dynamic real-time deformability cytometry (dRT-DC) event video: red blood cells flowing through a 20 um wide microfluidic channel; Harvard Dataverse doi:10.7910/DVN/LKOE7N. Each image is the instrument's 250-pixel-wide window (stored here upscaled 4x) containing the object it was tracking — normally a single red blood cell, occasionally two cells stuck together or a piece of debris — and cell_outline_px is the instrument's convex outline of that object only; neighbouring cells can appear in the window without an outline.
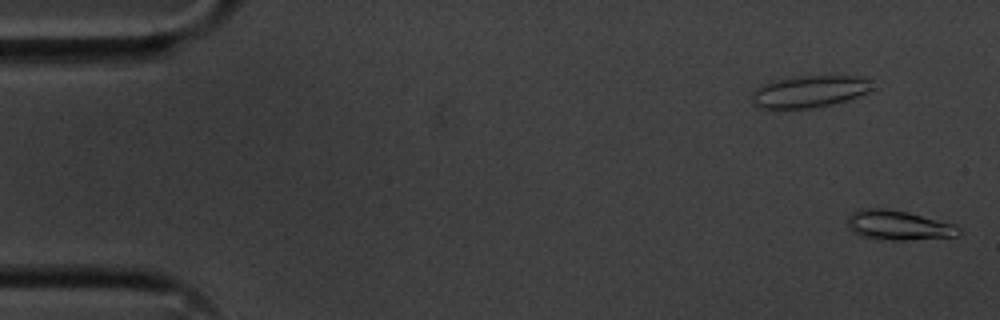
{"species": "common noctule bat (a hibernating species)", "species_latin": "Nyctalus noctula", "temperature_condition": "cold", "stored_images_in_passage": 55, "camera_frame_rate_fps": 3000, "um_per_image_px": 0.085, "animal": {"sex": "male", "body_mass_g": 20.1, "forearm_length_mm": 53.5}, "frame": {"image": 1, "passage_image": 1, "time_ms": 0.0, "image_size_px": [1000, 320], "cell_outline_px": [[960, 232], [956, 236], [904, 240], [892, 240], [860, 236], [852, 232], [848, 228], [848, 216], [852, 212], [860, 208], [884, 208], [908, 212], [956, 224], [960, 228]], "centroid_in_image_um": [76.34, 19.13], "position_along_channel_um": 8.7, "area_um2": 19.25}}
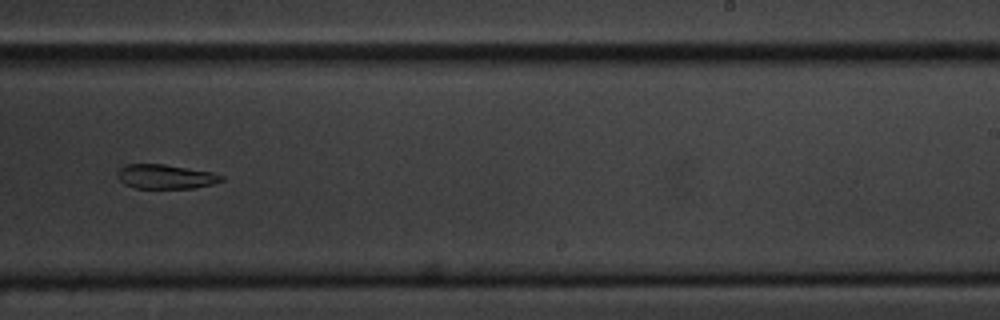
{"frame": {"image": 2, "passage_image": 34, "time_ms": 11.0, "image_size_px": [1000, 320], "cell_outline_px": [[224, 180], [212, 184], [192, 188], [136, 188], [124, 184], [116, 176], [116, 172], [120, 168], [128, 164], [164, 164], [212, 172], [224, 176]], "centroid_in_image_um": [14.06, 15.01], "position_along_channel_um": 274.9, "area_um2": 14.74}}
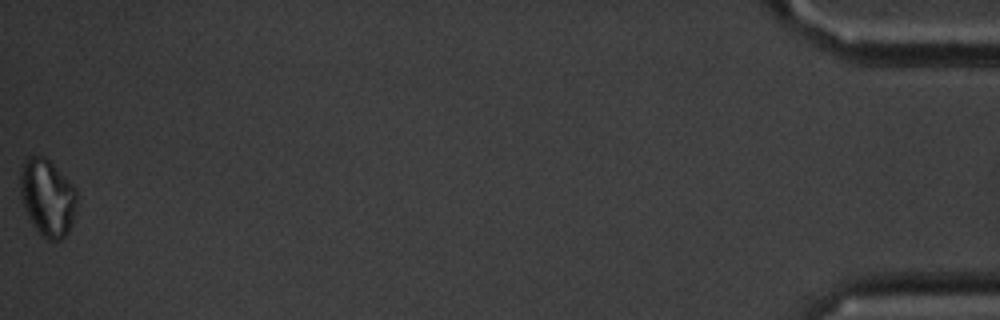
{"frame": {"image": 3, "passage_image": 55, "time_ms": 18.0, "image_size_px": [1000, 320], "cell_outline_px": [[76, 212], [72, 224], [68, 232], [60, 240], [48, 240], [32, 224], [28, 216], [20, 192], [20, 172], [24, 160], [28, 156], [44, 156], [76, 188]], "centroid_in_image_um": [4.04, 16.79], "position_along_channel_um": 431.2, "area_um2": 25.14}, "authors_computed_cell_mechanics": {"area_um2": 16.9932, "velocity_mm_per_s": 3.615, "shape_relaxation_time_tau1_ms": 5.8362, "shape_relaxation_time_tau2_ms": null, "deformation_change_tau1": 0.1443, "deformation_change_tau2": null}}